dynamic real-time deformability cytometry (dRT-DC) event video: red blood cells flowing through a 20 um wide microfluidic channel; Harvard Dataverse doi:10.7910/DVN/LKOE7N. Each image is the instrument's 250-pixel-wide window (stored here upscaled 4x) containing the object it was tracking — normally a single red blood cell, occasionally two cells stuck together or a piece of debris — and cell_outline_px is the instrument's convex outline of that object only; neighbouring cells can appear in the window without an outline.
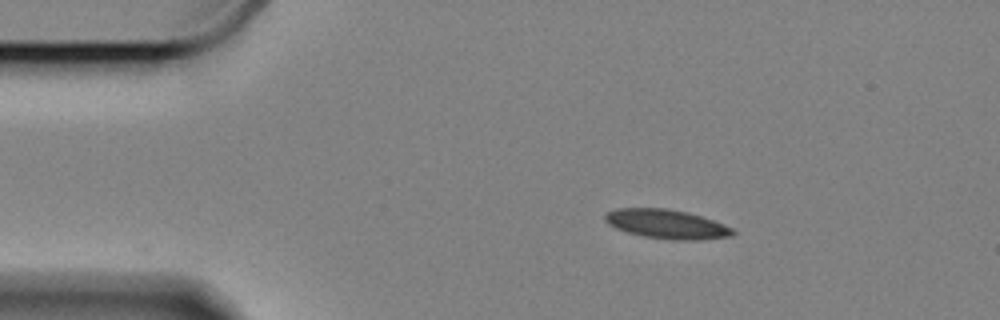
{"species": "Egyptian fruit bat (a non-hibernating species)", "species_latin": "Rousettus aegyptiacus", "temperature_condition": "cold", "stored_images_in_passage": 2, "camera_frame_rate_fps": 3000, "um_per_image_px": 0.085, "animal": {"sex": "female"}, "frame": {"image": 1, "passage_image": 1, "time_ms": 0.0, "image_size_px": [1000, 320], "cell_outline_px": [[736, 232], [732, 236], [700, 240], [672, 240], [644, 236], [628, 232], [616, 228], [608, 224], [604, 220], [604, 212], [616, 208], [668, 208], [688, 212], [724, 224], [732, 228]], "centroid_in_image_um": [56.65, 19.04], "position_along_channel_um": 28.4, "area_um2": 21.85}}